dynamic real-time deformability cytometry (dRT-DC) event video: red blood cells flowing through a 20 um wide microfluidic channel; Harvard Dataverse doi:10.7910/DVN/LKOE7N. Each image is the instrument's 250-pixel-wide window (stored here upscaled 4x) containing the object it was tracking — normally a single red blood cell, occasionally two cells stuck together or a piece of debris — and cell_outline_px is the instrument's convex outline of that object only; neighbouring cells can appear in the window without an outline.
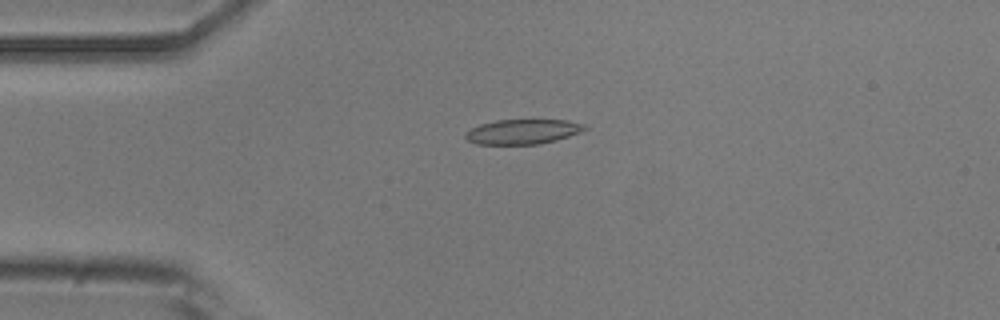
{"species": "common noctule bat (a hibernating species)", "species_latin": "Nyctalus noctula", "temperature_condition": "room temperature", "stored_images_in_passage": 3, "camera_frame_rate_fps": 3000, "um_per_image_px": 0.085, "animal": {"sex": "male", "body_mass_g": 20.5, "forearm_length_mm": 52.5}, "frame": {"image": 1, "passage_image": 2, "time_ms": 1.333, "image_size_px": [1000, 320], "cell_outline_px": [[588, 128], [580, 132], [556, 140], [540, 144], [476, 144], [468, 140], [464, 136], [464, 132], [480, 124], [496, 120], [568, 120], [588, 124]], "centroid_in_image_um": [44.45, 11.18], "position_along_channel_um": 40.5, "area_um2": 17.34}}